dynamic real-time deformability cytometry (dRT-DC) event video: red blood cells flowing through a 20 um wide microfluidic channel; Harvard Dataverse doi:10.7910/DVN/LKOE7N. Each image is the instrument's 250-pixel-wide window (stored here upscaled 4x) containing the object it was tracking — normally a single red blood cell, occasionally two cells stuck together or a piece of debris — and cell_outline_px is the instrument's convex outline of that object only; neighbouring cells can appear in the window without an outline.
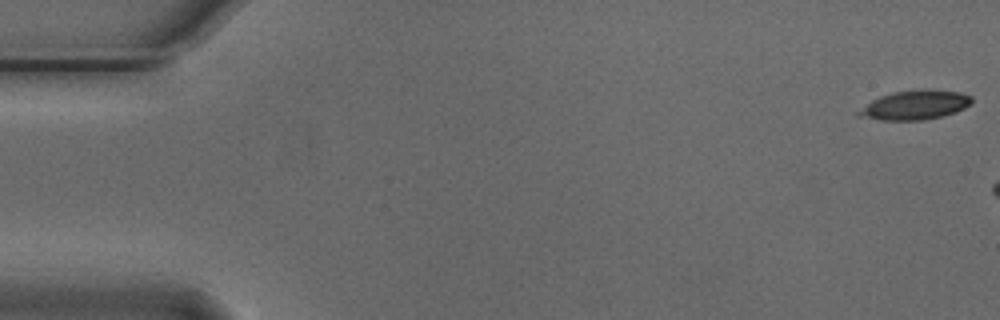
{"species": "Egyptian fruit bat (a non-hibernating species)", "species_latin": "Rousettus aegyptiacus", "temperature_condition": "cold", "stored_images_in_passage": 10, "camera_frame_rate_fps": 3000, "um_per_image_px": 0.085, "animal": {"sex": "male"}, "frame": {"image": 1, "passage_image": 1, "time_ms": 0.0, "image_size_px": [1000, 320], "cell_outline_px": [[972, 100], [964, 108], [956, 112], [924, 120], [880, 120], [856, 116], [856, 112], [872, 100], [880, 96], [892, 92], [924, 88], [960, 92], [972, 96]], "centroid_in_image_um": [77.75, 8.91], "position_along_channel_um": 7.2, "area_um2": 19.36}}